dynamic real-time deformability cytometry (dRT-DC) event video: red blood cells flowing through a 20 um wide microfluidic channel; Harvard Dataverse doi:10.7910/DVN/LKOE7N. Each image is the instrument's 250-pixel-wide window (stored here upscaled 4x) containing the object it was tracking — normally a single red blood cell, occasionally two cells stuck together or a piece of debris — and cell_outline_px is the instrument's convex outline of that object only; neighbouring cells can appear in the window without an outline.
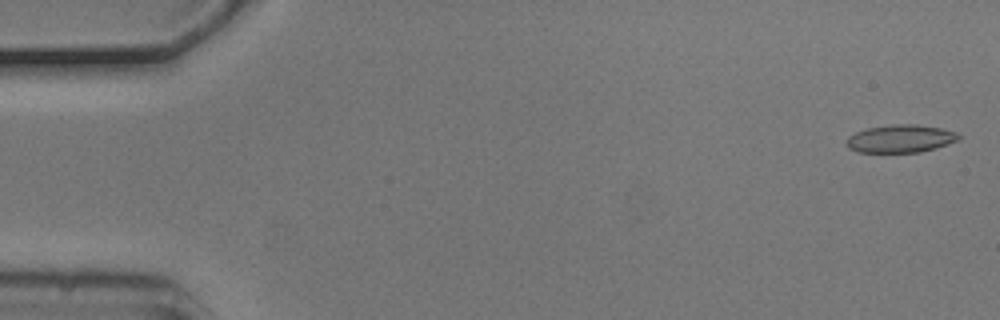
{"species": "common noctule bat (a hibernating species)", "species_latin": "Nyctalus noctula", "temperature_condition": "cold", "stored_images_in_passage": 6, "camera_frame_rate_fps": 3000, "um_per_image_px": 0.085, "animal": {"sex": "male", "body_mass_g": 20.5, "forearm_length_mm": 52.5}, "frame": {"image": 1, "passage_image": 1, "time_ms": 0.0, "image_size_px": [1000, 320], "cell_outline_px": [[960, 136], [956, 140], [936, 148], [920, 152], [860, 152], [848, 148], [844, 140], [848, 136], [856, 132], [868, 128], [892, 124], [916, 124], [940, 128], [956, 132]], "centroid_in_image_um": [76.49, 11.78], "position_along_channel_um": 8.5, "area_um2": 18.09}}
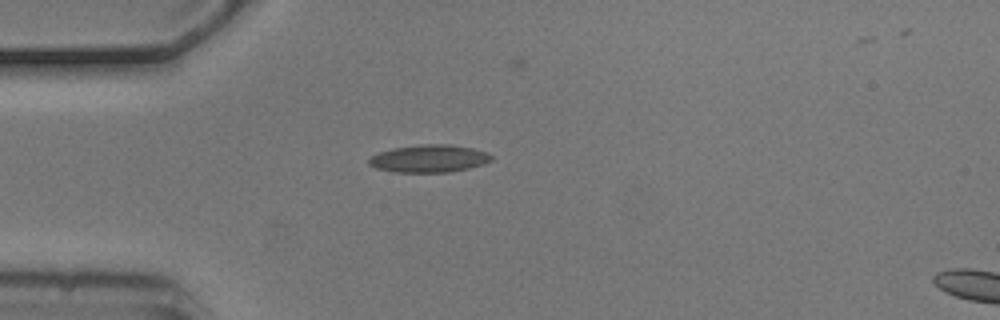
{"frame": {"image": 2, "passage_image": 4, "time_ms": 1.0, "image_size_px": [1000, 320], "cell_outline_px": [[492, 160], [484, 164], [452, 172], [392, 172], [376, 168], [368, 164], [368, 160], [372, 156], [380, 152], [392, 148], [420, 144], [448, 144], [472, 148], [488, 152], [492, 156]], "centroid_in_image_um": [36.48, 13.48], "position_along_channel_um": 48.5, "area_um2": 19.77}}